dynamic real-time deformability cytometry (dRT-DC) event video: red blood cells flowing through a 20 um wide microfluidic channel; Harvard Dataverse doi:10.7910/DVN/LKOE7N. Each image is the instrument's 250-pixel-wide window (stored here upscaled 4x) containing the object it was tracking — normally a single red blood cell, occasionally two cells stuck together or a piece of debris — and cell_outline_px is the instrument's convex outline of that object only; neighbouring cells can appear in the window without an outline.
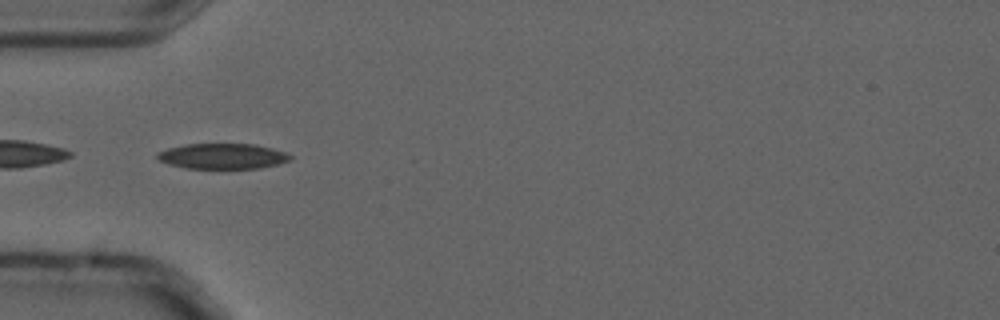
{"species": "common noctule bat (a hibernating species)", "species_latin": "Nyctalus noctula", "temperature_condition": "cold", "stored_images_in_passage": 4, "camera_frame_rate_fps": 3000, "um_per_image_px": 0.085, "animal": {"sex": "male", "forearm_length_mm": 52.5}, "frame": {"image": 1, "passage_image": 4, "time_ms": 1.0, "image_size_px": [1000, 320], "cell_outline_px": [[292, 160], [260, 168], [184, 168], [168, 164], [160, 160], [156, 156], [156, 152], [168, 148], [188, 144], [256, 144], [272, 148], [284, 152], [292, 156]], "centroid_in_image_um": [18.91, 13.27], "position_along_channel_um": 66.1, "area_um2": 19.65}}